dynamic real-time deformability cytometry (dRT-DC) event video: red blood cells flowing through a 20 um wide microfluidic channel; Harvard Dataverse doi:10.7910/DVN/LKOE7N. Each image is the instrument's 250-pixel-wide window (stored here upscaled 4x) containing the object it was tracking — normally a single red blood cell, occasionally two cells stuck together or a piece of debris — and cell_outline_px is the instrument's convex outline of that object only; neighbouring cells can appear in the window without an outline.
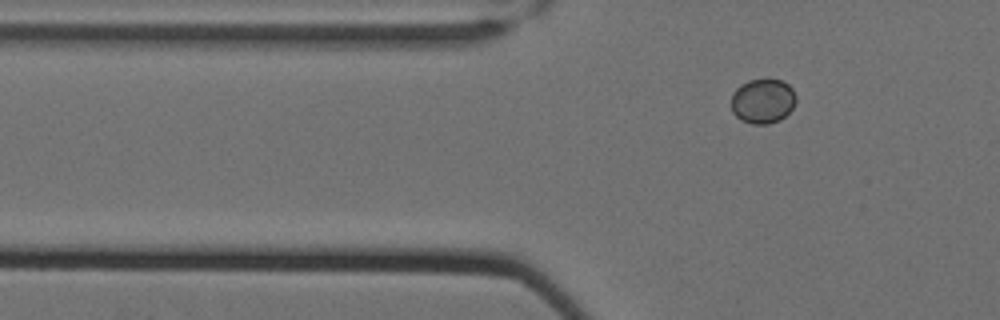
{"species": "Egyptian fruit bat (a non-hibernating species)", "species_latin": "Rousettus aegyptiacus", "temperature_condition": "cold", "stored_images_in_passage": 2, "camera_frame_rate_fps": 3000, "um_per_image_px": 0.085, "animal": {"sex": "female"}, "frame": {"image": 1, "passage_image": 2, "time_ms": 0.333, "image_size_px": [1000, 320], "cell_outline_px": [[796, 100], [792, 108], [780, 120], [768, 124], [752, 124], [740, 120], [732, 112], [732, 92], [740, 84], [748, 80], [780, 80], [788, 84], [792, 88], [796, 96]], "centroid_in_image_um": [64.82, 8.6], "position_along_channel_um": 61.0, "area_um2": 16.88}}